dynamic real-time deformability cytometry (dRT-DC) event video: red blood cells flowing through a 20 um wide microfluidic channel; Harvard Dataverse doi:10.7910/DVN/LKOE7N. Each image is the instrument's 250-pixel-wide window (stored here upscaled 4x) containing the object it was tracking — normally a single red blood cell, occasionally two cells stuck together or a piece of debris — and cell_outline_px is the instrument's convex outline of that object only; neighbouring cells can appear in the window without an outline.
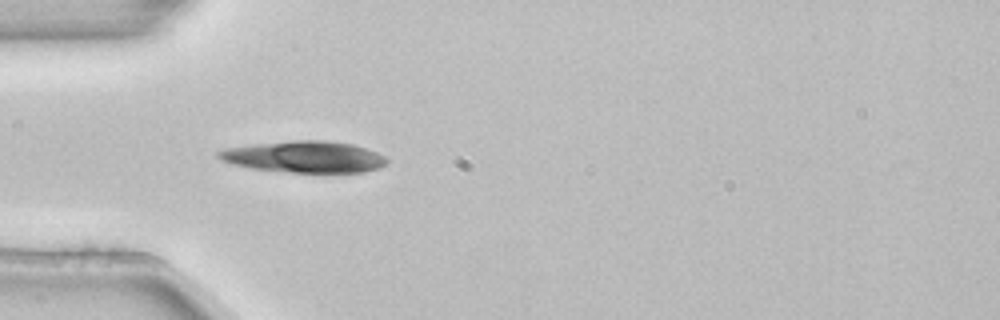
{"species": "common noctule bat (a hibernating species)", "species_latin": "Nyctalus noctula", "temperature_condition": "room temperature", "stored_images_in_passage": 4, "camera_frame_rate_fps": 3000, "um_per_image_px": 0.085, "animal": {"sex": "female", "body_mass_g": 22.7, "forearm_length_mm": 54.2}, "frame": {"image": 1, "passage_image": 4, "time_ms": 1.0, "image_size_px": [1000, 320], "cell_outline_px": [[388, 160], [384, 164], [376, 168], [364, 172], [292, 172], [252, 168], [232, 164], [220, 160], [216, 156], [216, 152], [228, 148], [256, 144], [296, 140], [328, 140], [352, 144], [376, 152], [384, 156]], "centroid_in_image_um": [25.85, 13.32], "position_along_channel_um": 59.2, "area_um2": 30.52}}